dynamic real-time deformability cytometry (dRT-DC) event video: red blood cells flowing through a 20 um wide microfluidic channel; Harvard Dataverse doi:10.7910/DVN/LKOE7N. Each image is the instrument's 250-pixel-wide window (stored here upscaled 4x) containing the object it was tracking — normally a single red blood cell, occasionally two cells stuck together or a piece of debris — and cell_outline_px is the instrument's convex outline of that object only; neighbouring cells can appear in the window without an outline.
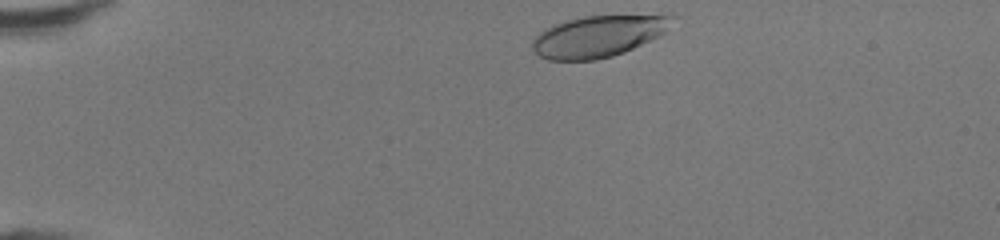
{"species": "human", "species_latin": "Homo sapiens", "temperature_condition": "room temperature", "stored_images_in_passage": 35, "camera_frame_rate_fps": 3000, "um_per_image_px": 0.085, "donor": {"sex": "female"}, "frame": {"image": 1, "passage_image": 1, "time_ms": 0.0, "image_size_px": [1000, 240], "cell_outline_px": [[676, 16], [664, 32], [660, 36], [624, 52], [612, 56], [596, 60], [548, 60], [540, 56], [532, 48], [532, 40], [544, 28], [552, 24], [564, 20], [584, 16]], "centroid_in_image_um": [50.78, 3.09], "position_along_channel_um": 34.2, "area_um2": 33.47}}
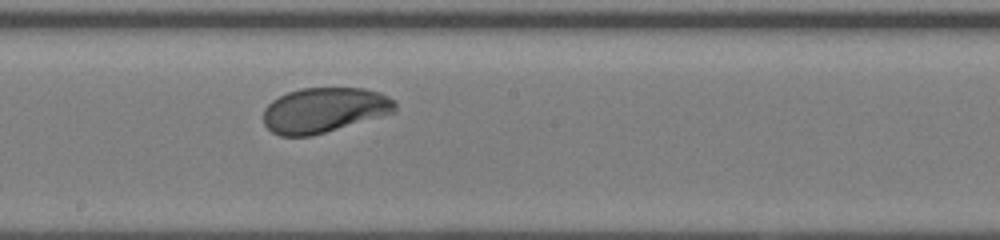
{"frame": {"image": 2, "passage_image": 19, "time_ms": 6.0, "image_size_px": [1000, 240], "cell_outline_px": [[396, 112], [312, 136], [280, 136], [272, 132], [264, 124], [264, 108], [272, 100], [288, 92], [300, 88], [364, 88], [380, 92], [396, 100]], "centroid_in_image_um": [27.57, 9.35], "position_along_channel_um": 220.6, "area_um2": 34.74}}
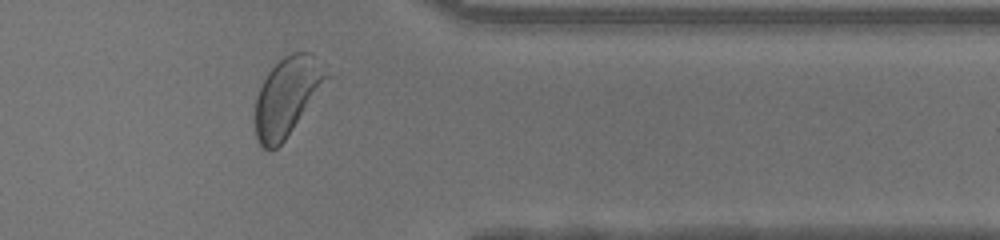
{"frame": {"image": 3, "passage_image": 31, "time_ms": 10.0, "image_size_px": [1000, 240], "cell_outline_px": [[336, 76], [284, 140], [272, 152], [264, 148], [256, 140], [256, 96], [268, 72], [284, 56], [292, 52], [308, 52]], "centroid_in_image_um": [24.52, 8.19], "position_along_channel_um": 386.9, "area_um2": 33.47}, "authors_computed_cell_mechanics": {"area_um2": 34.7378, "velocity_mm_per_s": 4.3094, "shape_relaxation_time_tau1_ms": 1.6324, "shape_relaxation_time_tau2_ms": null, "deformation_change_tau1": 0.1182, "deformation_change_tau2": null}}